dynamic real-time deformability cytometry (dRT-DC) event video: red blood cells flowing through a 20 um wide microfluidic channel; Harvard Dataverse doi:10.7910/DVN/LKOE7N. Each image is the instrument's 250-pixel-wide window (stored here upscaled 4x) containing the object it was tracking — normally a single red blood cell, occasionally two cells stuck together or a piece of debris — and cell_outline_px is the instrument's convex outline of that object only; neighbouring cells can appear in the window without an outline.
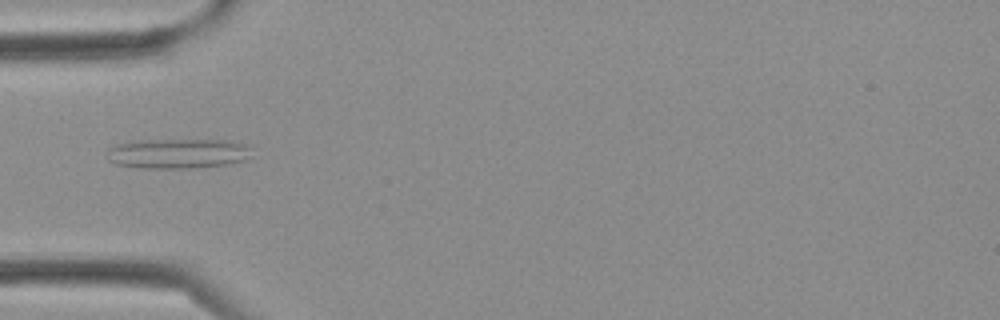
{"species": "Egyptian fruit bat (a non-hibernating species)", "species_latin": "Rousettus aegyptiacus", "temperature_condition": "cold", "stored_images_in_passage": 3, "camera_frame_rate_fps": 3000, "um_per_image_px": 0.085, "frame": {"image": 1, "passage_image": 3, "time_ms": 0.667, "image_size_px": [1000, 320], "cell_outline_px": [[252, 148], [244, 160], [224, 164], [192, 168], [140, 168], [116, 164], [108, 160], [108, 148], [116, 144], [128, 140], [232, 140], [252, 144]], "centroid_in_image_um": [15.1, 13.03], "position_along_channel_um": 69.9, "area_um2": 25.49}}